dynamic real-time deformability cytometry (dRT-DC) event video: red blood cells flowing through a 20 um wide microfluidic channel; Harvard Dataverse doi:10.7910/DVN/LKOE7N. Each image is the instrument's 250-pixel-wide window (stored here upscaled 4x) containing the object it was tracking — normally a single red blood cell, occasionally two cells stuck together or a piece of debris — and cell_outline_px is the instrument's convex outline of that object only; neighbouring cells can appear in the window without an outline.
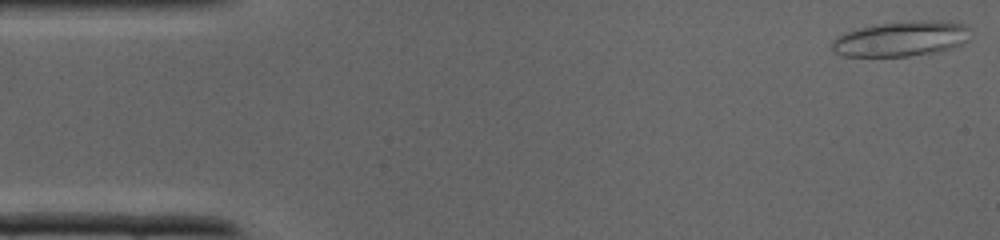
{"species": "common noctule bat (a hibernating species)", "species_latin": "Nyctalus noctula", "temperature_condition": "cold", "stored_images_in_passage": 37, "camera_frame_rate_fps": 3000, "um_per_image_px": 0.085, "animal": {"sex": "male", "body_mass_g": 19.0, "forearm_length_mm": 50.8}, "frame": {"image": 1, "passage_image": 1, "time_ms": 0.0, "image_size_px": [1000, 240], "cell_outline_px": [[968, 40], [964, 44], [956, 48], [940, 52], [908, 56], [844, 56], [832, 52], [832, 40], [836, 36], [844, 32], [860, 28], [880, 24], [920, 20], [940, 20], [964, 24], [968, 28]], "centroid_in_image_um": [76.62, 3.31], "position_along_channel_um": 8.4, "area_um2": 28.61}}
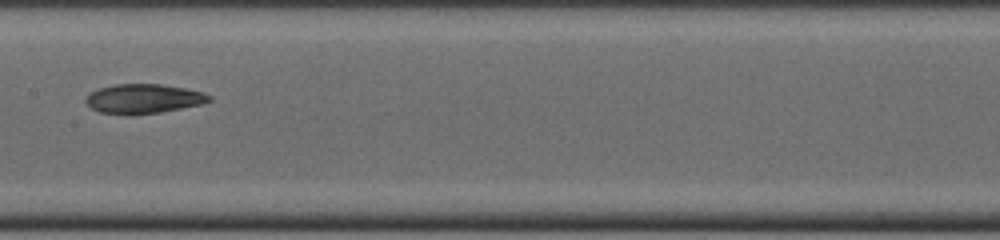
{"frame": {"image": 2, "passage_image": 18, "time_ms": 5.667, "image_size_px": [1000, 240], "cell_outline_px": [[212, 100], [200, 104], [160, 112], [100, 112], [92, 108], [84, 100], [92, 92], [100, 88], [116, 84], [160, 84], [184, 88], [204, 92], [212, 96]], "centroid_in_image_um": [12.26, 8.35], "position_along_channel_um": 195.1, "area_um2": 20.23}}
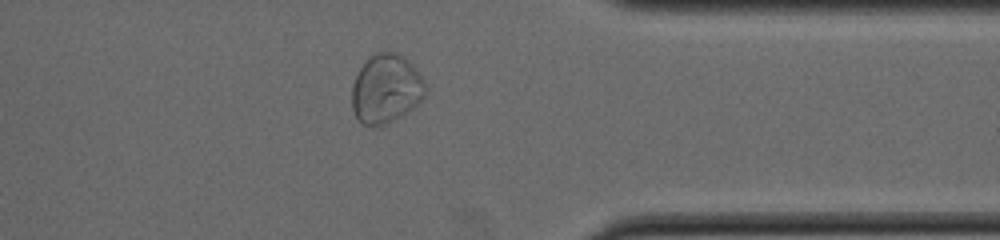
{"frame": {"image": 3, "passage_image": 29, "time_ms": 9.333, "image_size_px": [1000, 240], "cell_outline_px": [[428, 88], [424, 96], [412, 108], [400, 116], [376, 128], [372, 128], [360, 124], [352, 108], [352, 84], [360, 68], [376, 52], [396, 52], [404, 56], [412, 64], [424, 80]], "centroid_in_image_um": [32.8, 7.57], "position_along_channel_um": 378.6, "area_um2": 29.59}}